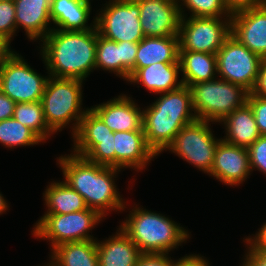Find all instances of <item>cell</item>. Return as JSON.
<instances>
[{
	"label": "cell",
	"instance_id": "cell-1",
	"mask_svg": "<svg viewBox=\"0 0 266 266\" xmlns=\"http://www.w3.org/2000/svg\"><path fill=\"white\" fill-rule=\"evenodd\" d=\"M57 161L64 182L83 197L89 209L96 210L102 217L112 210L125 211L127 204L117 191L114 179L122 169L95 164L74 153L61 155Z\"/></svg>",
	"mask_w": 266,
	"mask_h": 266
},
{
	"label": "cell",
	"instance_id": "cell-2",
	"mask_svg": "<svg viewBox=\"0 0 266 266\" xmlns=\"http://www.w3.org/2000/svg\"><path fill=\"white\" fill-rule=\"evenodd\" d=\"M41 42L40 54L49 76L84 81L96 69L97 28L53 29Z\"/></svg>",
	"mask_w": 266,
	"mask_h": 266
},
{
	"label": "cell",
	"instance_id": "cell-3",
	"mask_svg": "<svg viewBox=\"0 0 266 266\" xmlns=\"http://www.w3.org/2000/svg\"><path fill=\"white\" fill-rule=\"evenodd\" d=\"M188 86L160 93L159 98L143 109V131L148 146L159 155L186 125L197 120Z\"/></svg>",
	"mask_w": 266,
	"mask_h": 266
},
{
	"label": "cell",
	"instance_id": "cell-4",
	"mask_svg": "<svg viewBox=\"0 0 266 266\" xmlns=\"http://www.w3.org/2000/svg\"><path fill=\"white\" fill-rule=\"evenodd\" d=\"M143 254H169L190 237L189 231L168 216L136 205L119 226Z\"/></svg>",
	"mask_w": 266,
	"mask_h": 266
},
{
	"label": "cell",
	"instance_id": "cell-5",
	"mask_svg": "<svg viewBox=\"0 0 266 266\" xmlns=\"http://www.w3.org/2000/svg\"><path fill=\"white\" fill-rule=\"evenodd\" d=\"M83 80L49 76L45 85L41 104L48 127L54 132L71 126L72 135L89 108L82 106ZM75 121V122H74Z\"/></svg>",
	"mask_w": 266,
	"mask_h": 266
},
{
	"label": "cell",
	"instance_id": "cell-6",
	"mask_svg": "<svg viewBox=\"0 0 266 266\" xmlns=\"http://www.w3.org/2000/svg\"><path fill=\"white\" fill-rule=\"evenodd\" d=\"M192 107L198 120L220 123L247 103L249 91L223 79L195 83L190 87ZM215 122V123H213Z\"/></svg>",
	"mask_w": 266,
	"mask_h": 266
},
{
	"label": "cell",
	"instance_id": "cell-7",
	"mask_svg": "<svg viewBox=\"0 0 266 266\" xmlns=\"http://www.w3.org/2000/svg\"><path fill=\"white\" fill-rule=\"evenodd\" d=\"M103 218L96 210L89 208L68 214H44L31 232L37 239L51 241L53 249L66 242L97 240L90 235V230Z\"/></svg>",
	"mask_w": 266,
	"mask_h": 266
},
{
	"label": "cell",
	"instance_id": "cell-8",
	"mask_svg": "<svg viewBox=\"0 0 266 266\" xmlns=\"http://www.w3.org/2000/svg\"><path fill=\"white\" fill-rule=\"evenodd\" d=\"M211 123L196 120L184 126L175 135L165 151H171L184 161L209 174L214 162L215 151L220 139L212 132Z\"/></svg>",
	"mask_w": 266,
	"mask_h": 266
},
{
	"label": "cell",
	"instance_id": "cell-9",
	"mask_svg": "<svg viewBox=\"0 0 266 266\" xmlns=\"http://www.w3.org/2000/svg\"><path fill=\"white\" fill-rule=\"evenodd\" d=\"M231 35V18L181 17L179 51L216 54Z\"/></svg>",
	"mask_w": 266,
	"mask_h": 266
},
{
	"label": "cell",
	"instance_id": "cell-10",
	"mask_svg": "<svg viewBox=\"0 0 266 266\" xmlns=\"http://www.w3.org/2000/svg\"><path fill=\"white\" fill-rule=\"evenodd\" d=\"M48 78L15 51L0 66V90L15 103L41 101Z\"/></svg>",
	"mask_w": 266,
	"mask_h": 266
},
{
	"label": "cell",
	"instance_id": "cell-11",
	"mask_svg": "<svg viewBox=\"0 0 266 266\" xmlns=\"http://www.w3.org/2000/svg\"><path fill=\"white\" fill-rule=\"evenodd\" d=\"M104 5L95 16L101 36L131 43H138L145 37L139 21V4L135 0H109Z\"/></svg>",
	"mask_w": 266,
	"mask_h": 266
},
{
	"label": "cell",
	"instance_id": "cell-12",
	"mask_svg": "<svg viewBox=\"0 0 266 266\" xmlns=\"http://www.w3.org/2000/svg\"><path fill=\"white\" fill-rule=\"evenodd\" d=\"M216 57L217 75L220 79L243 86L249 92L253 90L262 57L251 52L232 35L217 51Z\"/></svg>",
	"mask_w": 266,
	"mask_h": 266
},
{
	"label": "cell",
	"instance_id": "cell-13",
	"mask_svg": "<svg viewBox=\"0 0 266 266\" xmlns=\"http://www.w3.org/2000/svg\"><path fill=\"white\" fill-rule=\"evenodd\" d=\"M145 37L178 36L181 15L178 0H135Z\"/></svg>",
	"mask_w": 266,
	"mask_h": 266
},
{
	"label": "cell",
	"instance_id": "cell-14",
	"mask_svg": "<svg viewBox=\"0 0 266 266\" xmlns=\"http://www.w3.org/2000/svg\"><path fill=\"white\" fill-rule=\"evenodd\" d=\"M251 172L248 148L232 145L221 139L208 175L232 187L245 182Z\"/></svg>",
	"mask_w": 266,
	"mask_h": 266
},
{
	"label": "cell",
	"instance_id": "cell-15",
	"mask_svg": "<svg viewBox=\"0 0 266 266\" xmlns=\"http://www.w3.org/2000/svg\"><path fill=\"white\" fill-rule=\"evenodd\" d=\"M231 35L266 59V5L232 14Z\"/></svg>",
	"mask_w": 266,
	"mask_h": 266
},
{
	"label": "cell",
	"instance_id": "cell-16",
	"mask_svg": "<svg viewBox=\"0 0 266 266\" xmlns=\"http://www.w3.org/2000/svg\"><path fill=\"white\" fill-rule=\"evenodd\" d=\"M91 109L113 132L143 131V110L125 94Z\"/></svg>",
	"mask_w": 266,
	"mask_h": 266
},
{
	"label": "cell",
	"instance_id": "cell-17",
	"mask_svg": "<svg viewBox=\"0 0 266 266\" xmlns=\"http://www.w3.org/2000/svg\"><path fill=\"white\" fill-rule=\"evenodd\" d=\"M115 167L139 172L157 155L148 146L144 131L114 132Z\"/></svg>",
	"mask_w": 266,
	"mask_h": 266
},
{
	"label": "cell",
	"instance_id": "cell-18",
	"mask_svg": "<svg viewBox=\"0 0 266 266\" xmlns=\"http://www.w3.org/2000/svg\"><path fill=\"white\" fill-rule=\"evenodd\" d=\"M52 0H14L16 29L21 27L30 41L41 42L52 30Z\"/></svg>",
	"mask_w": 266,
	"mask_h": 266
},
{
	"label": "cell",
	"instance_id": "cell-19",
	"mask_svg": "<svg viewBox=\"0 0 266 266\" xmlns=\"http://www.w3.org/2000/svg\"><path fill=\"white\" fill-rule=\"evenodd\" d=\"M180 63L157 62L142 68H135L127 82L142 84L151 93L160 94L179 89L183 86L179 79Z\"/></svg>",
	"mask_w": 266,
	"mask_h": 266
},
{
	"label": "cell",
	"instance_id": "cell-20",
	"mask_svg": "<svg viewBox=\"0 0 266 266\" xmlns=\"http://www.w3.org/2000/svg\"><path fill=\"white\" fill-rule=\"evenodd\" d=\"M91 0H52L50 18L53 29L61 31H85L96 28V17L88 26ZM56 27V28H55Z\"/></svg>",
	"mask_w": 266,
	"mask_h": 266
},
{
	"label": "cell",
	"instance_id": "cell-21",
	"mask_svg": "<svg viewBox=\"0 0 266 266\" xmlns=\"http://www.w3.org/2000/svg\"><path fill=\"white\" fill-rule=\"evenodd\" d=\"M117 229L115 235L96 240L99 266H136L143 253L120 227Z\"/></svg>",
	"mask_w": 266,
	"mask_h": 266
},
{
	"label": "cell",
	"instance_id": "cell-22",
	"mask_svg": "<svg viewBox=\"0 0 266 266\" xmlns=\"http://www.w3.org/2000/svg\"><path fill=\"white\" fill-rule=\"evenodd\" d=\"M219 124L224 125L226 133L221 139L232 145L248 148L261 136L253 110L248 103L234 110Z\"/></svg>",
	"mask_w": 266,
	"mask_h": 266
},
{
	"label": "cell",
	"instance_id": "cell-23",
	"mask_svg": "<svg viewBox=\"0 0 266 266\" xmlns=\"http://www.w3.org/2000/svg\"><path fill=\"white\" fill-rule=\"evenodd\" d=\"M179 58V37H144L138 42L135 68L151 64L176 63Z\"/></svg>",
	"mask_w": 266,
	"mask_h": 266
},
{
	"label": "cell",
	"instance_id": "cell-24",
	"mask_svg": "<svg viewBox=\"0 0 266 266\" xmlns=\"http://www.w3.org/2000/svg\"><path fill=\"white\" fill-rule=\"evenodd\" d=\"M181 79L184 86L211 81L218 77L216 54L194 51H179Z\"/></svg>",
	"mask_w": 266,
	"mask_h": 266
},
{
	"label": "cell",
	"instance_id": "cell-25",
	"mask_svg": "<svg viewBox=\"0 0 266 266\" xmlns=\"http://www.w3.org/2000/svg\"><path fill=\"white\" fill-rule=\"evenodd\" d=\"M46 266H99L96 240L66 242L51 249Z\"/></svg>",
	"mask_w": 266,
	"mask_h": 266
},
{
	"label": "cell",
	"instance_id": "cell-26",
	"mask_svg": "<svg viewBox=\"0 0 266 266\" xmlns=\"http://www.w3.org/2000/svg\"><path fill=\"white\" fill-rule=\"evenodd\" d=\"M45 214H68L88 209L83 197L64 181H53L43 193Z\"/></svg>",
	"mask_w": 266,
	"mask_h": 266
},
{
	"label": "cell",
	"instance_id": "cell-27",
	"mask_svg": "<svg viewBox=\"0 0 266 266\" xmlns=\"http://www.w3.org/2000/svg\"><path fill=\"white\" fill-rule=\"evenodd\" d=\"M73 153L104 166L115 167L114 133L105 139H74Z\"/></svg>",
	"mask_w": 266,
	"mask_h": 266
},
{
	"label": "cell",
	"instance_id": "cell-28",
	"mask_svg": "<svg viewBox=\"0 0 266 266\" xmlns=\"http://www.w3.org/2000/svg\"><path fill=\"white\" fill-rule=\"evenodd\" d=\"M13 118L33 130L44 143L55 134L45 121L41 101L16 103Z\"/></svg>",
	"mask_w": 266,
	"mask_h": 266
},
{
	"label": "cell",
	"instance_id": "cell-29",
	"mask_svg": "<svg viewBox=\"0 0 266 266\" xmlns=\"http://www.w3.org/2000/svg\"><path fill=\"white\" fill-rule=\"evenodd\" d=\"M44 141L15 118L0 121V143L7 148L34 146Z\"/></svg>",
	"mask_w": 266,
	"mask_h": 266
},
{
	"label": "cell",
	"instance_id": "cell-30",
	"mask_svg": "<svg viewBox=\"0 0 266 266\" xmlns=\"http://www.w3.org/2000/svg\"><path fill=\"white\" fill-rule=\"evenodd\" d=\"M95 57L96 70H106L121 78L120 42L112 41L101 36L97 30Z\"/></svg>",
	"mask_w": 266,
	"mask_h": 266
},
{
	"label": "cell",
	"instance_id": "cell-31",
	"mask_svg": "<svg viewBox=\"0 0 266 266\" xmlns=\"http://www.w3.org/2000/svg\"><path fill=\"white\" fill-rule=\"evenodd\" d=\"M181 17H186L185 8L189 10V17H218L231 18L223 0H178ZM182 1V2H180Z\"/></svg>",
	"mask_w": 266,
	"mask_h": 266
},
{
	"label": "cell",
	"instance_id": "cell-32",
	"mask_svg": "<svg viewBox=\"0 0 266 266\" xmlns=\"http://www.w3.org/2000/svg\"><path fill=\"white\" fill-rule=\"evenodd\" d=\"M112 133L114 132L89 108L72 137L73 139H105L111 138Z\"/></svg>",
	"mask_w": 266,
	"mask_h": 266
},
{
	"label": "cell",
	"instance_id": "cell-33",
	"mask_svg": "<svg viewBox=\"0 0 266 266\" xmlns=\"http://www.w3.org/2000/svg\"><path fill=\"white\" fill-rule=\"evenodd\" d=\"M14 1H0V36L11 43L18 31L15 22Z\"/></svg>",
	"mask_w": 266,
	"mask_h": 266
},
{
	"label": "cell",
	"instance_id": "cell-34",
	"mask_svg": "<svg viewBox=\"0 0 266 266\" xmlns=\"http://www.w3.org/2000/svg\"><path fill=\"white\" fill-rule=\"evenodd\" d=\"M248 152L251 171L258 170L266 175V136L261 135L255 140L248 147Z\"/></svg>",
	"mask_w": 266,
	"mask_h": 266
},
{
	"label": "cell",
	"instance_id": "cell-35",
	"mask_svg": "<svg viewBox=\"0 0 266 266\" xmlns=\"http://www.w3.org/2000/svg\"><path fill=\"white\" fill-rule=\"evenodd\" d=\"M137 49L138 43L120 42L121 78L126 81L135 69Z\"/></svg>",
	"mask_w": 266,
	"mask_h": 266
},
{
	"label": "cell",
	"instance_id": "cell-36",
	"mask_svg": "<svg viewBox=\"0 0 266 266\" xmlns=\"http://www.w3.org/2000/svg\"><path fill=\"white\" fill-rule=\"evenodd\" d=\"M247 103L253 110L260 135L266 136V98L250 92Z\"/></svg>",
	"mask_w": 266,
	"mask_h": 266
},
{
	"label": "cell",
	"instance_id": "cell-37",
	"mask_svg": "<svg viewBox=\"0 0 266 266\" xmlns=\"http://www.w3.org/2000/svg\"><path fill=\"white\" fill-rule=\"evenodd\" d=\"M175 261L168 254H142L136 266H173Z\"/></svg>",
	"mask_w": 266,
	"mask_h": 266
},
{
	"label": "cell",
	"instance_id": "cell-38",
	"mask_svg": "<svg viewBox=\"0 0 266 266\" xmlns=\"http://www.w3.org/2000/svg\"><path fill=\"white\" fill-rule=\"evenodd\" d=\"M228 12L232 15L250 8L266 5V0H223Z\"/></svg>",
	"mask_w": 266,
	"mask_h": 266
},
{
	"label": "cell",
	"instance_id": "cell-39",
	"mask_svg": "<svg viewBox=\"0 0 266 266\" xmlns=\"http://www.w3.org/2000/svg\"><path fill=\"white\" fill-rule=\"evenodd\" d=\"M259 231L251 237L250 235L243 238L244 243L248 244L253 250L266 253V222L262 225Z\"/></svg>",
	"mask_w": 266,
	"mask_h": 266
},
{
	"label": "cell",
	"instance_id": "cell-40",
	"mask_svg": "<svg viewBox=\"0 0 266 266\" xmlns=\"http://www.w3.org/2000/svg\"><path fill=\"white\" fill-rule=\"evenodd\" d=\"M241 266H266V253L253 250L248 244Z\"/></svg>",
	"mask_w": 266,
	"mask_h": 266
},
{
	"label": "cell",
	"instance_id": "cell-41",
	"mask_svg": "<svg viewBox=\"0 0 266 266\" xmlns=\"http://www.w3.org/2000/svg\"><path fill=\"white\" fill-rule=\"evenodd\" d=\"M251 93L266 98V59L261 62L257 81Z\"/></svg>",
	"mask_w": 266,
	"mask_h": 266
},
{
	"label": "cell",
	"instance_id": "cell-42",
	"mask_svg": "<svg viewBox=\"0 0 266 266\" xmlns=\"http://www.w3.org/2000/svg\"><path fill=\"white\" fill-rule=\"evenodd\" d=\"M173 266H210L207 259L200 254H189L175 261Z\"/></svg>",
	"mask_w": 266,
	"mask_h": 266
},
{
	"label": "cell",
	"instance_id": "cell-43",
	"mask_svg": "<svg viewBox=\"0 0 266 266\" xmlns=\"http://www.w3.org/2000/svg\"><path fill=\"white\" fill-rule=\"evenodd\" d=\"M16 103L0 90V121L13 117Z\"/></svg>",
	"mask_w": 266,
	"mask_h": 266
},
{
	"label": "cell",
	"instance_id": "cell-44",
	"mask_svg": "<svg viewBox=\"0 0 266 266\" xmlns=\"http://www.w3.org/2000/svg\"><path fill=\"white\" fill-rule=\"evenodd\" d=\"M13 52L14 50L11 49L10 42L0 36V66Z\"/></svg>",
	"mask_w": 266,
	"mask_h": 266
},
{
	"label": "cell",
	"instance_id": "cell-45",
	"mask_svg": "<svg viewBox=\"0 0 266 266\" xmlns=\"http://www.w3.org/2000/svg\"><path fill=\"white\" fill-rule=\"evenodd\" d=\"M9 209L8 202L4 199L3 194L0 193V215L5 213Z\"/></svg>",
	"mask_w": 266,
	"mask_h": 266
}]
</instances>
